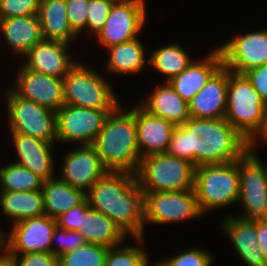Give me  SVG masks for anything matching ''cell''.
<instances>
[{
	"instance_id": "8992f818",
	"label": "cell",
	"mask_w": 267,
	"mask_h": 266,
	"mask_svg": "<svg viewBox=\"0 0 267 266\" xmlns=\"http://www.w3.org/2000/svg\"><path fill=\"white\" fill-rule=\"evenodd\" d=\"M195 165L167 153L141 158L136 172L143 193L194 189Z\"/></svg>"
},
{
	"instance_id": "836d02e7",
	"label": "cell",
	"mask_w": 267,
	"mask_h": 266,
	"mask_svg": "<svg viewBox=\"0 0 267 266\" xmlns=\"http://www.w3.org/2000/svg\"><path fill=\"white\" fill-rule=\"evenodd\" d=\"M117 0H89L86 27L98 35L102 30L113 4Z\"/></svg>"
},
{
	"instance_id": "7c38bea8",
	"label": "cell",
	"mask_w": 267,
	"mask_h": 266,
	"mask_svg": "<svg viewBox=\"0 0 267 266\" xmlns=\"http://www.w3.org/2000/svg\"><path fill=\"white\" fill-rule=\"evenodd\" d=\"M145 9L144 0H117L97 38L106 48L136 39L145 24Z\"/></svg>"
},
{
	"instance_id": "44dd1931",
	"label": "cell",
	"mask_w": 267,
	"mask_h": 266,
	"mask_svg": "<svg viewBox=\"0 0 267 266\" xmlns=\"http://www.w3.org/2000/svg\"><path fill=\"white\" fill-rule=\"evenodd\" d=\"M222 66V55L220 50L216 49L203 60L192 62L168 83L183 100L189 102Z\"/></svg>"
},
{
	"instance_id": "d6986e66",
	"label": "cell",
	"mask_w": 267,
	"mask_h": 266,
	"mask_svg": "<svg viewBox=\"0 0 267 266\" xmlns=\"http://www.w3.org/2000/svg\"><path fill=\"white\" fill-rule=\"evenodd\" d=\"M67 43L42 40L32 47L23 57H27L25 67L49 76L64 78L77 62L70 61ZM67 53V54H66Z\"/></svg>"
},
{
	"instance_id": "74e56055",
	"label": "cell",
	"mask_w": 267,
	"mask_h": 266,
	"mask_svg": "<svg viewBox=\"0 0 267 266\" xmlns=\"http://www.w3.org/2000/svg\"><path fill=\"white\" fill-rule=\"evenodd\" d=\"M71 29L78 35L86 27L89 0H65Z\"/></svg>"
},
{
	"instance_id": "5b68a950",
	"label": "cell",
	"mask_w": 267,
	"mask_h": 266,
	"mask_svg": "<svg viewBox=\"0 0 267 266\" xmlns=\"http://www.w3.org/2000/svg\"><path fill=\"white\" fill-rule=\"evenodd\" d=\"M239 182L238 159L196 167L194 190L200 212L205 214L238 202Z\"/></svg>"
},
{
	"instance_id": "ab89813d",
	"label": "cell",
	"mask_w": 267,
	"mask_h": 266,
	"mask_svg": "<svg viewBox=\"0 0 267 266\" xmlns=\"http://www.w3.org/2000/svg\"><path fill=\"white\" fill-rule=\"evenodd\" d=\"M90 208L88 199L86 198L80 205L69 209L65 213L56 218L57 226L62 229L79 231L81 215Z\"/></svg>"
},
{
	"instance_id": "60d3db41",
	"label": "cell",
	"mask_w": 267,
	"mask_h": 266,
	"mask_svg": "<svg viewBox=\"0 0 267 266\" xmlns=\"http://www.w3.org/2000/svg\"><path fill=\"white\" fill-rule=\"evenodd\" d=\"M267 107V64L244 73Z\"/></svg>"
},
{
	"instance_id": "bcb514c9",
	"label": "cell",
	"mask_w": 267,
	"mask_h": 266,
	"mask_svg": "<svg viewBox=\"0 0 267 266\" xmlns=\"http://www.w3.org/2000/svg\"><path fill=\"white\" fill-rule=\"evenodd\" d=\"M261 220L267 224V210L265 211V214H264V216L261 218Z\"/></svg>"
},
{
	"instance_id": "e0dca14e",
	"label": "cell",
	"mask_w": 267,
	"mask_h": 266,
	"mask_svg": "<svg viewBox=\"0 0 267 266\" xmlns=\"http://www.w3.org/2000/svg\"><path fill=\"white\" fill-rule=\"evenodd\" d=\"M229 69L222 66L188 102L191 118H225Z\"/></svg>"
},
{
	"instance_id": "52a82bcc",
	"label": "cell",
	"mask_w": 267,
	"mask_h": 266,
	"mask_svg": "<svg viewBox=\"0 0 267 266\" xmlns=\"http://www.w3.org/2000/svg\"><path fill=\"white\" fill-rule=\"evenodd\" d=\"M88 66L76 65L63 78L64 104L89 109L114 110L119 100L109 83Z\"/></svg>"
},
{
	"instance_id": "b9f144b4",
	"label": "cell",
	"mask_w": 267,
	"mask_h": 266,
	"mask_svg": "<svg viewBox=\"0 0 267 266\" xmlns=\"http://www.w3.org/2000/svg\"><path fill=\"white\" fill-rule=\"evenodd\" d=\"M257 241L262 250L267 265V224L262 220H256Z\"/></svg>"
},
{
	"instance_id": "e575fe53",
	"label": "cell",
	"mask_w": 267,
	"mask_h": 266,
	"mask_svg": "<svg viewBox=\"0 0 267 266\" xmlns=\"http://www.w3.org/2000/svg\"><path fill=\"white\" fill-rule=\"evenodd\" d=\"M212 259L213 257L209 252L199 248H192L170 257V259L160 261V264L162 266H211Z\"/></svg>"
},
{
	"instance_id": "4fadbf2b",
	"label": "cell",
	"mask_w": 267,
	"mask_h": 266,
	"mask_svg": "<svg viewBox=\"0 0 267 266\" xmlns=\"http://www.w3.org/2000/svg\"><path fill=\"white\" fill-rule=\"evenodd\" d=\"M56 226V219L47 215L13 224L11 234H7L5 255L52 252V235Z\"/></svg>"
},
{
	"instance_id": "f546056e",
	"label": "cell",
	"mask_w": 267,
	"mask_h": 266,
	"mask_svg": "<svg viewBox=\"0 0 267 266\" xmlns=\"http://www.w3.org/2000/svg\"><path fill=\"white\" fill-rule=\"evenodd\" d=\"M148 60L151 67L167 76L165 82L179 75L193 62L177 43L152 51Z\"/></svg>"
},
{
	"instance_id": "ba28073f",
	"label": "cell",
	"mask_w": 267,
	"mask_h": 266,
	"mask_svg": "<svg viewBox=\"0 0 267 266\" xmlns=\"http://www.w3.org/2000/svg\"><path fill=\"white\" fill-rule=\"evenodd\" d=\"M7 111L11 133H21L46 142L57 141L56 111L7 92Z\"/></svg>"
},
{
	"instance_id": "ac0fdd59",
	"label": "cell",
	"mask_w": 267,
	"mask_h": 266,
	"mask_svg": "<svg viewBox=\"0 0 267 266\" xmlns=\"http://www.w3.org/2000/svg\"><path fill=\"white\" fill-rule=\"evenodd\" d=\"M135 123L141 158L167 152L175 125L150 114L141 105L135 107Z\"/></svg>"
},
{
	"instance_id": "7bdbcfd3",
	"label": "cell",
	"mask_w": 267,
	"mask_h": 266,
	"mask_svg": "<svg viewBox=\"0 0 267 266\" xmlns=\"http://www.w3.org/2000/svg\"><path fill=\"white\" fill-rule=\"evenodd\" d=\"M257 137H261L264 141H267V112L265 117V123L262 128V130L258 133V136H256L251 142L249 148H255L257 142ZM263 137V138H262Z\"/></svg>"
},
{
	"instance_id": "8fae6325",
	"label": "cell",
	"mask_w": 267,
	"mask_h": 266,
	"mask_svg": "<svg viewBox=\"0 0 267 266\" xmlns=\"http://www.w3.org/2000/svg\"><path fill=\"white\" fill-rule=\"evenodd\" d=\"M111 111L64 104L56 112L57 141L91 145Z\"/></svg>"
},
{
	"instance_id": "d6a6232c",
	"label": "cell",
	"mask_w": 267,
	"mask_h": 266,
	"mask_svg": "<svg viewBox=\"0 0 267 266\" xmlns=\"http://www.w3.org/2000/svg\"><path fill=\"white\" fill-rule=\"evenodd\" d=\"M109 248L104 266H146L149 263L147 252L143 248L127 246Z\"/></svg>"
},
{
	"instance_id": "ffe728a7",
	"label": "cell",
	"mask_w": 267,
	"mask_h": 266,
	"mask_svg": "<svg viewBox=\"0 0 267 266\" xmlns=\"http://www.w3.org/2000/svg\"><path fill=\"white\" fill-rule=\"evenodd\" d=\"M12 137L19 158L15 163L29 169L43 181L52 178L54 159L51 149L54 144L21 133H12Z\"/></svg>"
},
{
	"instance_id": "7402d4cb",
	"label": "cell",
	"mask_w": 267,
	"mask_h": 266,
	"mask_svg": "<svg viewBox=\"0 0 267 266\" xmlns=\"http://www.w3.org/2000/svg\"><path fill=\"white\" fill-rule=\"evenodd\" d=\"M222 229L231 239L239 257L247 266H267L257 241L256 220L229 216L222 222Z\"/></svg>"
},
{
	"instance_id": "1f68e13d",
	"label": "cell",
	"mask_w": 267,
	"mask_h": 266,
	"mask_svg": "<svg viewBox=\"0 0 267 266\" xmlns=\"http://www.w3.org/2000/svg\"><path fill=\"white\" fill-rule=\"evenodd\" d=\"M109 248L86 243L58 257V266H104Z\"/></svg>"
},
{
	"instance_id": "f6af8a7d",
	"label": "cell",
	"mask_w": 267,
	"mask_h": 266,
	"mask_svg": "<svg viewBox=\"0 0 267 266\" xmlns=\"http://www.w3.org/2000/svg\"><path fill=\"white\" fill-rule=\"evenodd\" d=\"M0 266H14L9 257L5 254L0 256Z\"/></svg>"
},
{
	"instance_id": "d590c367",
	"label": "cell",
	"mask_w": 267,
	"mask_h": 266,
	"mask_svg": "<svg viewBox=\"0 0 267 266\" xmlns=\"http://www.w3.org/2000/svg\"><path fill=\"white\" fill-rule=\"evenodd\" d=\"M40 0H0V19L37 15Z\"/></svg>"
},
{
	"instance_id": "ee69618b",
	"label": "cell",
	"mask_w": 267,
	"mask_h": 266,
	"mask_svg": "<svg viewBox=\"0 0 267 266\" xmlns=\"http://www.w3.org/2000/svg\"><path fill=\"white\" fill-rule=\"evenodd\" d=\"M5 232H3L2 230H1V226H0V256H2V255H4L5 254V252H3V251H5V239H6V234H4ZM2 253V254H1Z\"/></svg>"
},
{
	"instance_id": "9c48e42d",
	"label": "cell",
	"mask_w": 267,
	"mask_h": 266,
	"mask_svg": "<svg viewBox=\"0 0 267 266\" xmlns=\"http://www.w3.org/2000/svg\"><path fill=\"white\" fill-rule=\"evenodd\" d=\"M256 155L254 148H249L238 158V201L245 210L239 217L247 220H261L267 210V172Z\"/></svg>"
},
{
	"instance_id": "cb8c5ba5",
	"label": "cell",
	"mask_w": 267,
	"mask_h": 266,
	"mask_svg": "<svg viewBox=\"0 0 267 266\" xmlns=\"http://www.w3.org/2000/svg\"><path fill=\"white\" fill-rule=\"evenodd\" d=\"M141 106L150 114L162 117L175 126L183 125L190 118L188 102L168 82L153 91Z\"/></svg>"
},
{
	"instance_id": "3957f363",
	"label": "cell",
	"mask_w": 267,
	"mask_h": 266,
	"mask_svg": "<svg viewBox=\"0 0 267 266\" xmlns=\"http://www.w3.org/2000/svg\"><path fill=\"white\" fill-rule=\"evenodd\" d=\"M121 107L119 104L108 114L102 130L91 145L97 150L102 163L109 171L136 174L141 155L138 147L135 107L129 111H123Z\"/></svg>"
},
{
	"instance_id": "2e32d148",
	"label": "cell",
	"mask_w": 267,
	"mask_h": 266,
	"mask_svg": "<svg viewBox=\"0 0 267 266\" xmlns=\"http://www.w3.org/2000/svg\"><path fill=\"white\" fill-rule=\"evenodd\" d=\"M22 66L13 91L20 97L57 112L64 105L63 79L38 73Z\"/></svg>"
},
{
	"instance_id": "4dcf8cb0",
	"label": "cell",
	"mask_w": 267,
	"mask_h": 266,
	"mask_svg": "<svg viewBox=\"0 0 267 266\" xmlns=\"http://www.w3.org/2000/svg\"><path fill=\"white\" fill-rule=\"evenodd\" d=\"M43 180L29 169L15 162L0 168L1 191H39Z\"/></svg>"
},
{
	"instance_id": "603a6c76",
	"label": "cell",
	"mask_w": 267,
	"mask_h": 266,
	"mask_svg": "<svg viewBox=\"0 0 267 266\" xmlns=\"http://www.w3.org/2000/svg\"><path fill=\"white\" fill-rule=\"evenodd\" d=\"M0 31L13 53L21 56L43 40L38 14L0 19Z\"/></svg>"
},
{
	"instance_id": "d4e9b609",
	"label": "cell",
	"mask_w": 267,
	"mask_h": 266,
	"mask_svg": "<svg viewBox=\"0 0 267 266\" xmlns=\"http://www.w3.org/2000/svg\"><path fill=\"white\" fill-rule=\"evenodd\" d=\"M38 16L44 40L69 44L78 36L69 25L65 0H40Z\"/></svg>"
},
{
	"instance_id": "7a4b0ae2",
	"label": "cell",
	"mask_w": 267,
	"mask_h": 266,
	"mask_svg": "<svg viewBox=\"0 0 267 266\" xmlns=\"http://www.w3.org/2000/svg\"><path fill=\"white\" fill-rule=\"evenodd\" d=\"M91 209L111 219L126 235L144 243V194L135 173L108 171L86 194Z\"/></svg>"
},
{
	"instance_id": "f35d334b",
	"label": "cell",
	"mask_w": 267,
	"mask_h": 266,
	"mask_svg": "<svg viewBox=\"0 0 267 266\" xmlns=\"http://www.w3.org/2000/svg\"><path fill=\"white\" fill-rule=\"evenodd\" d=\"M6 256L14 266H58V257L52 252H31Z\"/></svg>"
},
{
	"instance_id": "30bf717a",
	"label": "cell",
	"mask_w": 267,
	"mask_h": 266,
	"mask_svg": "<svg viewBox=\"0 0 267 266\" xmlns=\"http://www.w3.org/2000/svg\"><path fill=\"white\" fill-rule=\"evenodd\" d=\"M143 194L145 222L161 225L202 216L194 189Z\"/></svg>"
},
{
	"instance_id": "484cf974",
	"label": "cell",
	"mask_w": 267,
	"mask_h": 266,
	"mask_svg": "<svg viewBox=\"0 0 267 266\" xmlns=\"http://www.w3.org/2000/svg\"><path fill=\"white\" fill-rule=\"evenodd\" d=\"M79 233L87 243L102 245L107 248L121 245L126 235L107 216L89 208L81 215Z\"/></svg>"
},
{
	"instance_id": "5bb4252c",
	"label": "cell",
	"mask_w": 267,
	"mask_h": 266,
	"mask_svg": "<svg viewBox=\"0 0 267 266\" xmlns=\"http://www.w3.org/2000/svg\"><path fill=\"white\" fill-rule=\"evenodd\" d=\"M223 66L232 72H245L267 64V30L234 37L218 48Z\"/></svg>"
},
{
	"instance_id": "f1b7e54d",
	"label": "cell",
	"mask_w": 267,
	"mask_h": 266,
	"mask_svg": "<svg viewBox=\"0 0 267 266\" xmlns=\"http://www.w3.org/2000/svg\"><path fill=\"white\" fill-rule=\"evenodd\" d=\"M144 49L138 38L110 47L111 55L107 64L108 71L118 74L139 73L145 62H149L145 59Z\"/></svg>"
},
{
	"instance_id": "277c9868",
	"label": "cell",
	"mask_w": 267,
	"mask_h": 266,
	"mask_svg": "<svg viewBox=\"0 0 267 266\" xmlns=\"http://www.w3.org/2000/svg\"><path fill=\"white\" fill-rule=\"evenodd\" d=\"M267 107L244 74L229 70L225 119L249 142L262 130Z\"/></svg>"
},
{
	"instance_id": "83f0119b",
	"label": "cell",
	"mask_w": 267,
	"mask_h": 266,
	"mask_svg": "<svg viewBox=\"0 0 267 266\" xmlns=\"http://www.w3.org/2000/svg\"><path fill=\"white\" fill-rule=\"evenodd\" d=\"M0 207L14 224L20 221L45 215L42 190L39 191H2Z\"/></svg>"
},
{
	"instance_id": "9a60e30c",
	"label": "cell",
	"mask_w": 267,
	"mask_h": 266,
	"mask_svg": "<svg viewBox=\"0 0 267 266\" xmlns=\"http://www.w3.org/2000/svg\"><path fill=\"white\" fill-rule=\"evenodd\" d=\"M63 159L61 179L86 194L109 171L92 145H81Z\"/></svg>"
},
{
	"instance_id": "6da1fadb",
	"label": "cell",
	"mask_w": 267,
	"mask_h": 266,
	"mask_svg": "<svg viewBox=\"0 0 267 266\" xmlns=\"http://www.w3.org/2000/svg\"><path fill=\"white\" fill-rule=\"evenodd\" d=\"M250 146L225 118H189L176 126L167 154L187 160L199 167L229 163L240 158Z\"/></svg>"
},
{
	"instance_id": "7dc6e473",
	"label": "cell",
	"mask_w": 267,
	"mask_h": 266,
	"mask_svg": "<svg viewBox=\"0 0 267 266\" xmlns=\"http://www.w3.org/2000/svg\"><path fill=\"white\" fill-rule=\"evenodd\" d=\"M146 266H150L149 263ZM151 266H162V265L160 264V262H158L157 264L155 263V264H153Z\"/></svg>"
},
{
	"instance_id": "8d00e7d4",
	"label": "cell",
	"mask_w": 267,
	"mask_h": 266,
	"mask_svg": "<svg viewBox=\"0 0 267 266\" xmlns=\"http://www.w3.org/2000/svg\"><path fill=\"white\" fill-rule=\"evenodd\" d=\"M56 239L61 241L58 243L60 248L52 247V253L57 257L64 253L74 251L87 243L79 231L66 230L58 226L53 231L52 242Z\"/></svg>"
},
{
	"instance_id": "4316f807",
	"label": "cell",
	"mask_w": 267,
	"mask_h": 266,
	"mask_svg": "<svg viewBox=\"0 0 267 266\" xmlns=\"http://www.w3.org/2000/svg\"><path fill=\"white\" fill-rule=\"evenodd\" d=\"M42 193L45 215L54 219L80 205L86 199L85 192L55 177L43 182Z\"/></svg>"
}]
</instances>
